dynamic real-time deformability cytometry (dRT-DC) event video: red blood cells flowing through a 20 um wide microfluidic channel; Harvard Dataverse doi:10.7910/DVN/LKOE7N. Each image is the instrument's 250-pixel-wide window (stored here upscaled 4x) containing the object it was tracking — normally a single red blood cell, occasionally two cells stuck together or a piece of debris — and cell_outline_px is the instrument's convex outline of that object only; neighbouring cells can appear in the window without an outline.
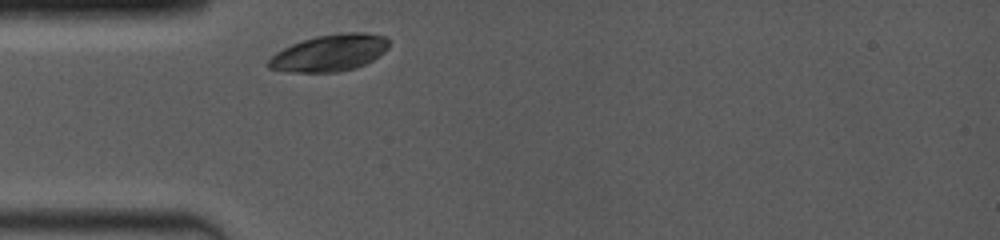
{"species": "common noctule bat (a hibernating species)", "species_latin": "Nyctalus noctula", "temperature_condition": "room temperature", "stored_images_in_passage": 23, "camera_frame_rate_fps": 4000, "um_per_image_px": 0.085, "animal": {"sex": "female", "body_mass_g": 19.0, "forearm_length_mm": 53.3}, "frame": {"image": 1, "passage_image": 1, "time_ms": 0.0, "image_size_px": [1000, 240], "cell_outline_px": [[388, 48], [384, 52], [372, 60], [356, 68], [340, 72], [288, 72], [268, 68], [268, 60], [276, 52], [292, 44], [316, 36], [344, 32], [364, 32], [384, 36], [388, 40]], "centroid_in_image_um": [28.02, 4.5], "position_along_channel_um": 57.0, "area_um2": 25.72}}
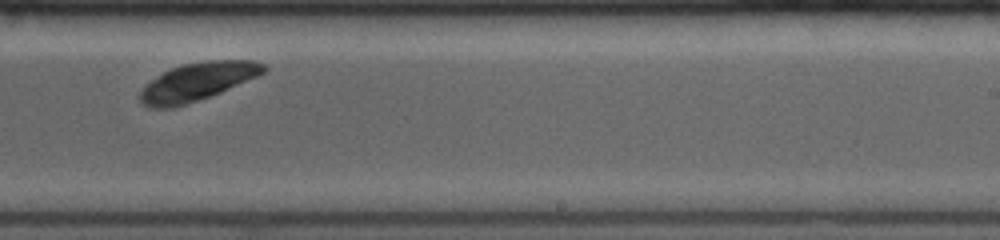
{"frame": {"image": 2, "passage_image": 14, "time_ms": 5.75, "image_size_px": [1000, 240], "cell_outline_px": [[268, 68], [264, 72], [256, 76], [220, 92], [172, 108], [148, 108], [140, 100], [140, 92], [156, 76], [172, 68], [184, 64], [204, 60], [252, 60], [264, 64]], "centroid_in_image_um": [16.78, 6.93], "position_along_channel_um": 272.2, "area_um2": 26.76}}
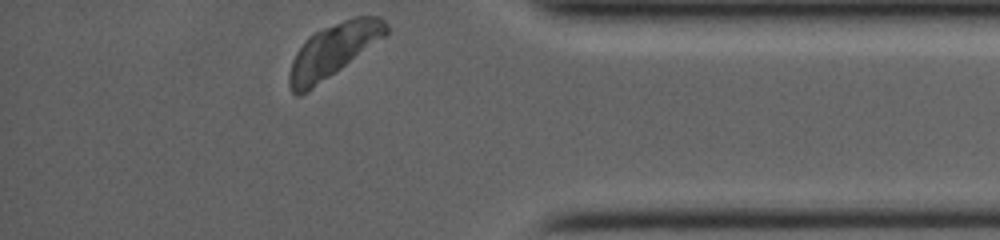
{"frame": {"image": 3, "passage_image": 23, "time_ms": 9.5, "image_size_px": [1000, 240], "cell_outline_px": [[388, 32], [384, 36], [308, 92], [300, 96], [296, 96], [292, 92], [288, 84], [288, 76], [292, 60], [296, 52], [304, 40], [308, 36], [324, 28], [344, 20], [356, 16], [380, 16], [388, 24]], "centroid_in_image_um": [28.28, 4.3], "position_along_channel_um": 406.9, "area_um2": 29.59}, "authors_computed_cell_mechanics": {"area_um2": 26.4146, "velocity_mm_per_s": 3.8391, "shape_relaxation_time_tau1_ms": 2.3768, "shape_relaxation_time_tau2_ms": 3.2469, "deformation_change_tau1": 0.2063, "deformation_change_tau2": 0.0764}}